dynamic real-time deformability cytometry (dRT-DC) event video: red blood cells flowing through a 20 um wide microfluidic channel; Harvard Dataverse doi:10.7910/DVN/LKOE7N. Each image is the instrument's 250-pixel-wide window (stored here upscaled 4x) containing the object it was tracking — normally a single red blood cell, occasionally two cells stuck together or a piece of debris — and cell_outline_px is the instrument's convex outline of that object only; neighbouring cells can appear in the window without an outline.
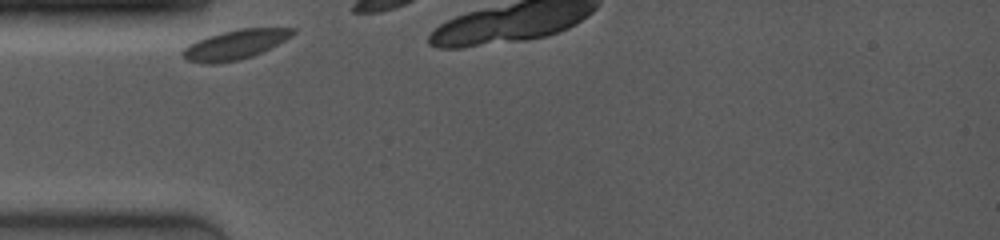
{"species": "common noctule bat (a hibernating species)", "species_latin": "Nyctalus noctula", "temperature_condition": "room temperature", "stored_images_in_passage": 4, "camera_frame_rate_fps": 4000, "um_per_image_px": 0.085, "animal": {"sex": "female", "body_mass_g": 19.0, "forearm_length_mm": 53.3}, "frame": {"image": 1, "passage_image": 1, "time_ms": 0.0, "image_size_px": [1000, 240], "cell_outline_px": [[296, 32], [292, 36], [252, 56], [236, 60], [212, 64], [204, 64], [188, 60], [180, 52], [188, 44], [196, 40], [208, 36], [240, 28], [296, 28]], "centroid_in_image_um": [19.95, 3.78], "position_along_channel_um": 65.0, "area_um2": 18.61}}